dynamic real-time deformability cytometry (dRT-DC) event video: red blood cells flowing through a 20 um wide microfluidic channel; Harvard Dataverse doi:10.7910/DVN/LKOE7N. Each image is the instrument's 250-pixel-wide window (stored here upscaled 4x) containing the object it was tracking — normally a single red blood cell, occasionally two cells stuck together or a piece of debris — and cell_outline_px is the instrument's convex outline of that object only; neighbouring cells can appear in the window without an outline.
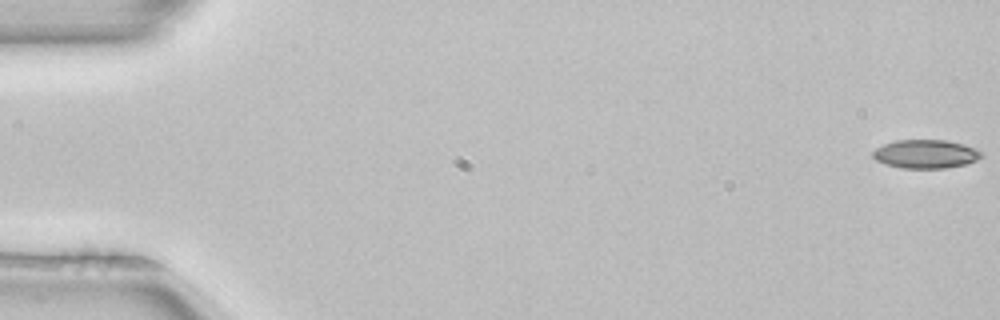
{"species": "common noctule bat (a hibernating species)", "species_latin": "Nyctalus noctula", "temperature_condition": "room temperature", "stored_images_in_passage": 52, "camera_frame_rate_fps": 3000, "um_per_image_px": 0.085, "animal": {"sex": "female", "body_mass_g": 22.7, "forearm_length_mm": 54.2}, "frame": {"image": 1, "passage_image": 1, "time_ms": 0.0, "image_size_px": [1000, 320], "cell_outline_px": [[984, 156], [968, 164], [948, 168], [900, 168], [884, 164], [876, 160], [872, 156], [872, 152], [876, 148], [884, 144], [896, 140], [948, 140], [964, 144], [976, 148], [984, 152]], "centroid_in_image_um": [78.72, 13.09], "position_along_channel_um": 6.3, "area_um2": 18.44}}
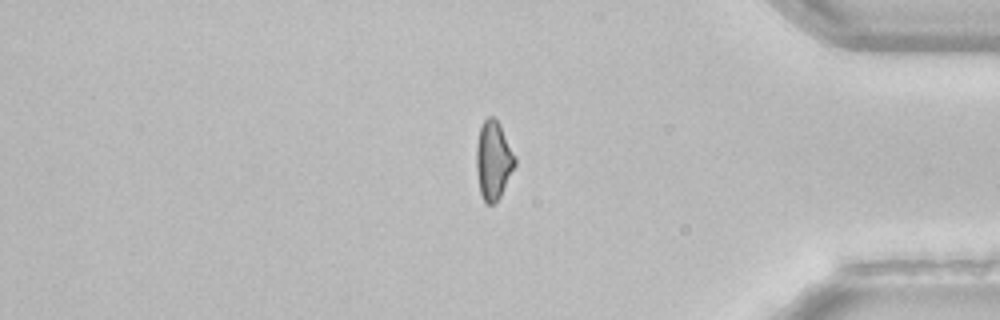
{"frame": {"image": 2, "passage_image": 44, "time_ms": 14.333, "image_size_px": [1000, 320], "cell_outline_px": [[516, 164], [500, 196], [492, 204], [488, 204], [484, 200], [480, 192], [476, 172], [476, 144], [480, 128], [484, 120], [488, 116], [492, 116], [500, 124], [516, 156]], "centroid_in_image_um": [41.93, 13.59], "position_along_channel_um": 393.3, "area_um2": 17.63}}
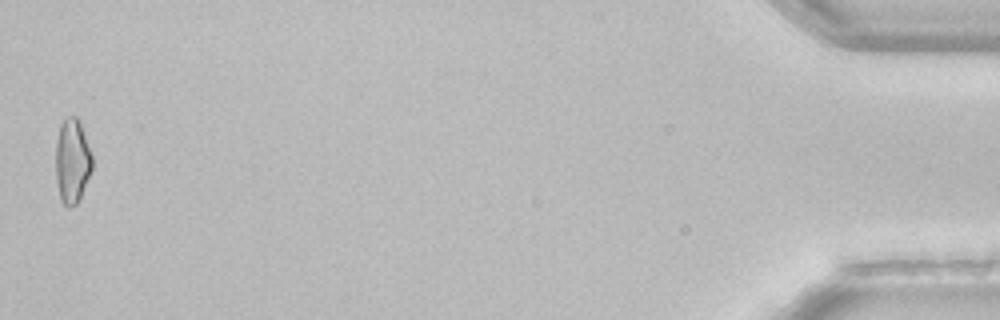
{"frame": {"image": 3, "passage_image": 52, "time_ms": 17.0, "image_size_px": [1000, 320], "cell_outline_px": [[92, 168], [80, 200], [72, 208], [68, 208], [60, 200], [56, 180], [56, 140], [60, 124], [64, 116], [76, 116], [80, 120], [92, 156]], "centroid_in_image_um": [6.13, 13.68], "position_along_channel_um": 429.1, "area_um2": 18.32}}